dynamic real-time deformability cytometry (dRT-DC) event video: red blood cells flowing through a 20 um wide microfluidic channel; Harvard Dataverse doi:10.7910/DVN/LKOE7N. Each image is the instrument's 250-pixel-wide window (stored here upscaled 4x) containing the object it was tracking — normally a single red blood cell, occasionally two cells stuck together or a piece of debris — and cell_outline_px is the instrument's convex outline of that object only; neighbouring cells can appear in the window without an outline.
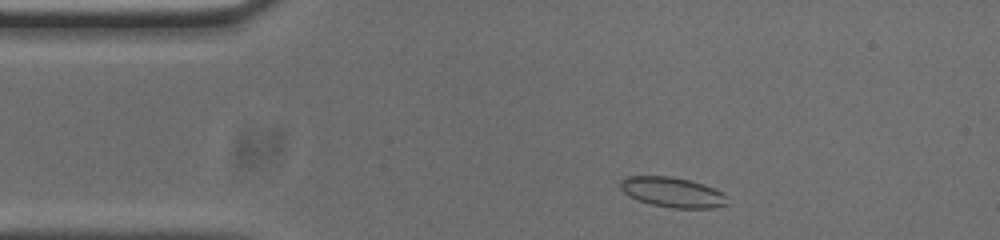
{"species": "common noctule bat (a hibernating species)", "species_latin": "Nyctalus noctula", "temperature_condition": "cold", "stored_images_in_passage": 47, "camera_frame_rate_fps": 3000, "um_per_image_px": 0.085, "animal": {"sex": "male", "body_mass_g": 20.0, "forearm_length_mm": 53.3}, "frame": {"image": 1, "passage_image": 3, "time_ms": 0.667, "image_size_px": [1000, 240], "cell_outline_px": [[728, 204], [712, 208], [672, 208], [652, 204], [636, 200], [628, 196], [620, 188], [620, 180], [628, 176], [672, 176], [704, 184], [720, 192], [724, 196]], "centroid_in_image_um": [57.1, 16.34], "position_along_channel_um": 27.9, "area_um2": 18.61}}
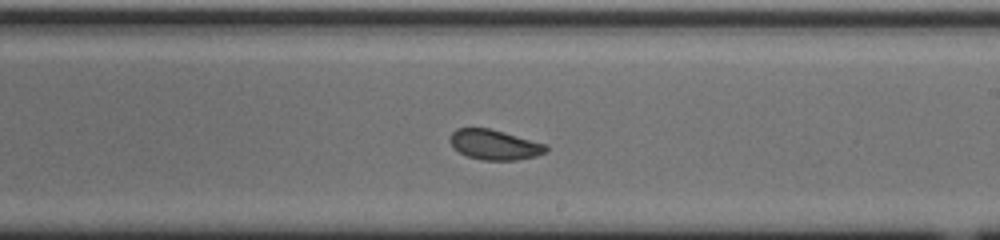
{"frame": {"image": 2, "passage_image": 24, "time_ms": 7.667, "image_size_px": [1000, 240], "cell_outline_px": [[548, 148], [544, 152], [536, 156], [516, 160], [484, 160], [468, 156], [460, 152], [448, 140], [448, 136], [456, 128], [488, 128], [504, 132], [548, 144]], "centroid_in_image_um": [42.04, 12.29], "position_along_channel_um": 247.0, "area_um2": 16.76}}
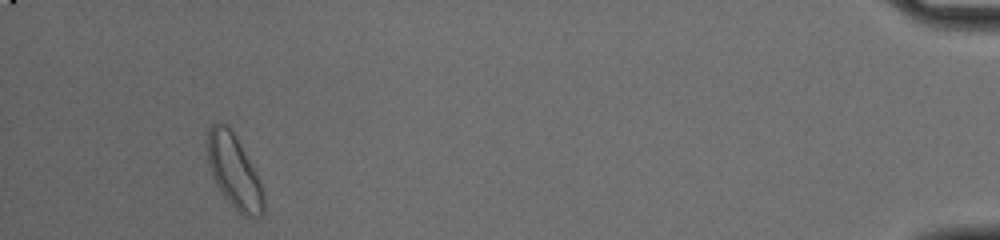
{"frame": {"image": 3, "passage_image": 44, "time_ms": 14.333, "image_size_px": [1000, 240], "cell_outline_px": [[264, 212], [260, 216], [244, 216], [224, 196], [216, 184], [212, 176], [208, 164], [208, 128], [212, 124], [220, 120], [228, 124], [232, 128], [260, 180], [264, 188]], "centroid_in_image_um": [19.91, 14.52], "position_along_channel_um": 415.3, "area_um2": 24.16}, "authors_computed_cell_mechanics": {"area_um2": 17.8602, "velocity_mm_per_s": 3.7393, "shape_relaxation_time_tau1_ms": 5.1667, "shape_relaxation_time_tau2_ms": 0.8996, "deformation_change_tau1": 0.1289, "deformation_change_tau2": 0.0566}}